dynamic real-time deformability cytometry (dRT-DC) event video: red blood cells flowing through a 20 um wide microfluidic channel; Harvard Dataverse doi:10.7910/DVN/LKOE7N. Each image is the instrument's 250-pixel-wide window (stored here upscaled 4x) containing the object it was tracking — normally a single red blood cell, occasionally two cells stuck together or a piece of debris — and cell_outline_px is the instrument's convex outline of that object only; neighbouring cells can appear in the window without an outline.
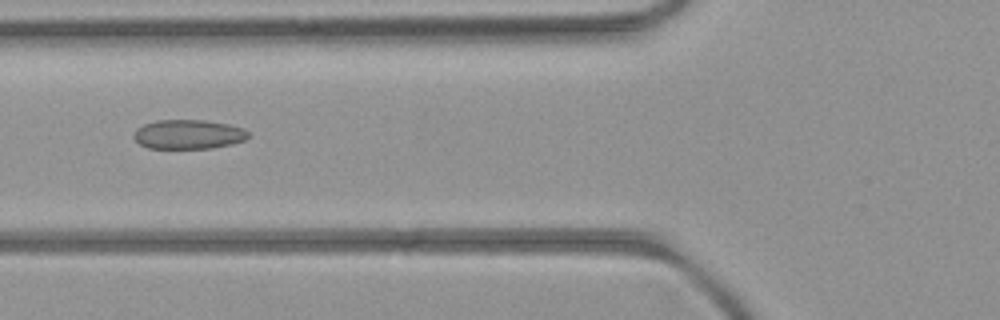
{"species": "common noctule bat (a hibernating species)", "species_latin": "Nyctalus noctula", "temperature_condition": "room temperature", "stored_images_in_passage": 2, "camera_frame_rate_fps": 3000, "um_per_image_px": 0.085, "animal": {"sex": "female", "body_mass_g": 21.9}, "frame": {"image": 1, "passage_image": 2, "time_ms": 1.0, "image_size_px": [1000, 320], "cell_outline_px": [[248, 136], [244, 140], [232, 144], [212, 148], [148, 148], [140, 144], [132, 136], [136, 128], [144, 124], [156, 120], [204, 120], [228, 124], [244, 128], [248, 132]], "centroid_in_image_um": [15.99, 11.41], "position_along_channel_um": 109.8, "area_um2": 19.59}}